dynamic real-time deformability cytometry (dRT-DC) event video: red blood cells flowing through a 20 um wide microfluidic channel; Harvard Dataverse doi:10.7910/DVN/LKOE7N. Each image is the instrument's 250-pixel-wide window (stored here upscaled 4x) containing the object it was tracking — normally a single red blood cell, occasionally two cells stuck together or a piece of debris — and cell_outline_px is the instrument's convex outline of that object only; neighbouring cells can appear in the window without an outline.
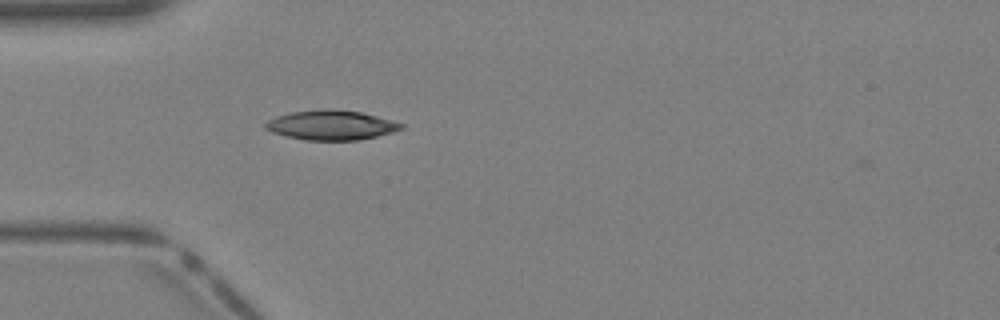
{"species": "Egyptian fruit bat (a non-hibernating species)", "species_latin": "Rousettus aegyptiacus", "temperature_condition": "warm", "stored_images_in_passage": 3, "camera_frame_rate_fps": 3000, "um_per_image_px": 0.085, "animal": {"sex": "female"}, "frame": {"image": 1, "passage_image": 2, "time_ms": 0.333, "image_size_px": [1000, 320], "cell_outline_px": [[404, 128], [392, 132], [376, 136], [356, 140], [304, 140], [272, 132], [264, 128], [264, 124], [268, 120], [276, 116], [292, 112], [324, 108], [332, 108], [360, 112], [376, 116], [404, 124]], "centroid_in_image_um": [28.12, 10.62], "position_along_channel_um": 56.9, "area_um2": 23.35}}